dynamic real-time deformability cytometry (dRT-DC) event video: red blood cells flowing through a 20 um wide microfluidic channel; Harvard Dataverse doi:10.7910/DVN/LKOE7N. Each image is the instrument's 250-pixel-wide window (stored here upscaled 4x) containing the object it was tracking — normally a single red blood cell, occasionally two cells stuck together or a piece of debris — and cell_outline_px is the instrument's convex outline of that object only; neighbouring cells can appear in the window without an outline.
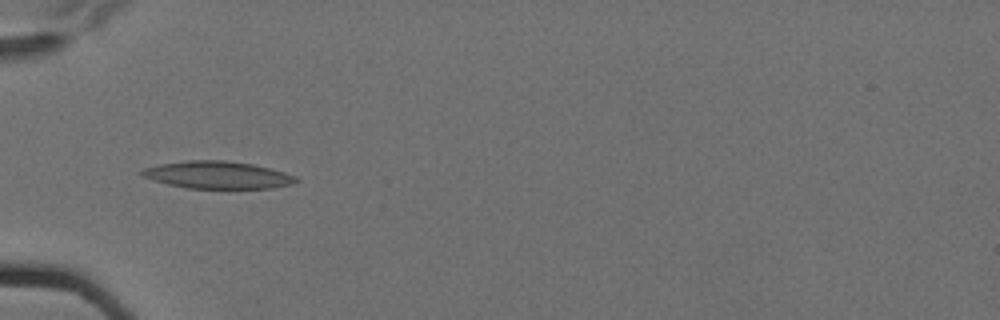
{"species": "Egyptian fruit bat (a non-hibernating species)", "species_latin": "Rousettus aegyptiacus", "temperature_condition": "cold", "stored_images_in_passage": 7, "camera_frame_rate_fps": 3000, "um_per_image_px": 0.085, "animal": {"sex": "female"}, "frame": {"image": 1, "passage_image": 5, "time_ms": 1.333, "image_size_px": [1000, 320], "cell_outline_px": [[300, 180], [292, 184], [272, 188], [188, 188], [168, 184], [152, 180], [140, 176], [140, 172], [144, 168], [160, 164], [188, 160], [224, 160], [252, 164], [284, 172], [296, 176]], "centroid_in_image_um": [18.48, 14.87], "position_along_channel_um": 66.5, "area_um2": 24.51}}